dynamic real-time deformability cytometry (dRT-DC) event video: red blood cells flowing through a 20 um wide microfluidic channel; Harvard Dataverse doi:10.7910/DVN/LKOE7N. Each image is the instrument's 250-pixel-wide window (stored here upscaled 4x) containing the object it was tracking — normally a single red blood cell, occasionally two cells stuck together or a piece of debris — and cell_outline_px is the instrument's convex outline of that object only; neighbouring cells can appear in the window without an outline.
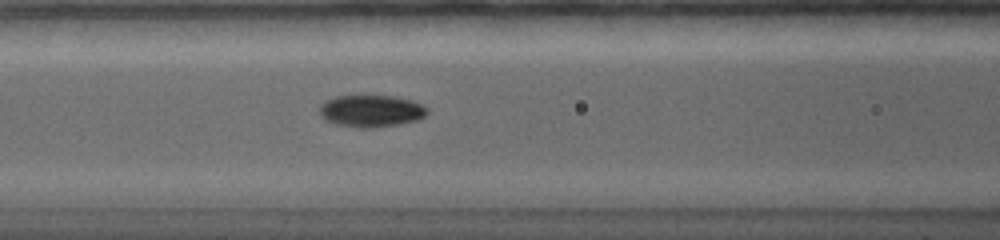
{"species": "common noctule bat (a hibernating species)", "species_latin": "Nyctalus noctula", "temperature_condition": "warm", "stored_images_in_passage": 13, "camera_frame_rate_fps": 5000, "um_per_image_px": 0.085, "animal": {"sex": "female", "body_mass_g": 19.0, "forearm_length_mm": 56.7}, "frame": {"image": 1, "passage_image": 13, "time_ms": 5.2, "image_size_px": [1000, 240], "cell_outline_px": [[428, 112], [420, 120], [400, 124], [376, 128], [356, 128], [336, 124], [324, 120], [320, 116], [320, 104], [324, 100], [332, 96], [360, 92], [368, 92], [396, 96], [412, 100], [424, 104], [428, 108]], "centroid_in_image_um": [31.52, 9.37], "position_along_channel_um": 135.1, "area_um2": 21.68}}